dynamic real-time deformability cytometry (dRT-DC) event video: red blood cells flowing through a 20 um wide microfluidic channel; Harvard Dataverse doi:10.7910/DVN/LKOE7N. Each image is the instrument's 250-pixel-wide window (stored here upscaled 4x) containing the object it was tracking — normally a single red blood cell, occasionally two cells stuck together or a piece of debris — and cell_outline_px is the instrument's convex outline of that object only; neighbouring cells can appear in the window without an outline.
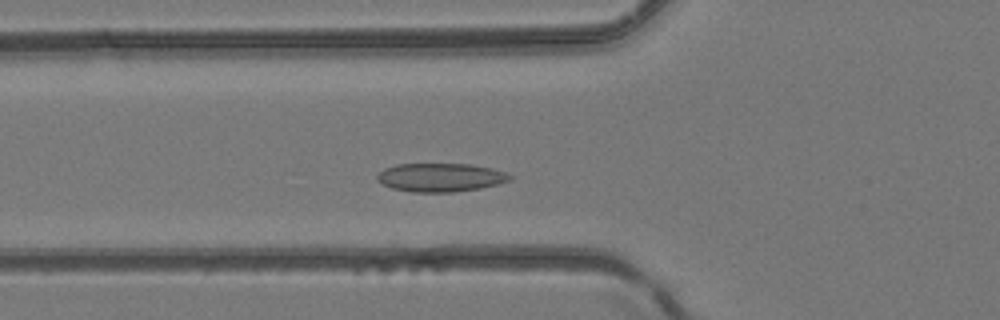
{"species": "common noctule bat (a hibernating species)", "species_latin": "Nyctalus noctula", "temperature_condition": "room temperature", "stored_images_in_passage": 17, "camera_frame_rate_fps": 3000, "um_per_image_px": 0.085, "animal": {"sex": "female", "body_mass_g": 24.6, "forearm_length_mm": 56.2}, "frame": {"image": 1, "passage_image": 2, "time_ms": 0.333, "image_size_px": [1000, 320], "cell_outline_px": [[512, 176], [508, 180], [496, 184], [480, 188], [452, 192], [412, 192], [392, 188], [376, 180], [376, 176], [384, 168], [396, 164], [472, 164], [492, 168], [504, 172]], "centroid_in_image_um": [37.4, 15.07], "position_along_channel_um": 88.4, "area_um2": 21.91}}
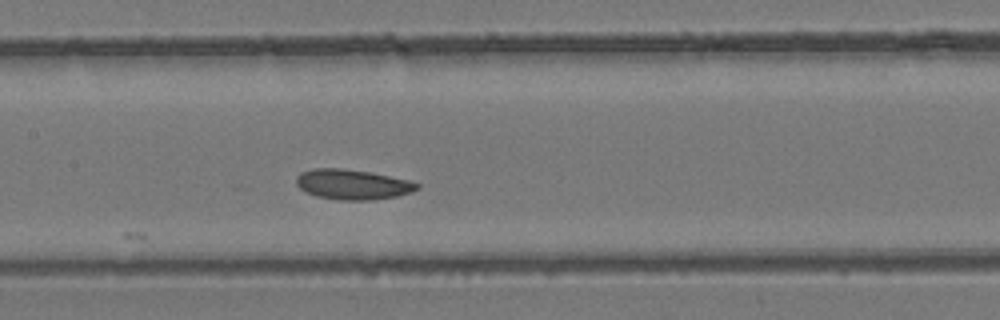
{"frame": {"image": 2, "passage_image": 8, "time_ms": 2.333, "image_size_px": [1000, 320], "cell_outline_px": [[420, 188], [412, 192], [396, 196], [372, 200], [340, 200], [316, 196], [304, 192], [296, 184], [296, 176], [300, 172], [312, 168], [340, 168], [372, 172], [408, 180], [420, 184]], "centroid_in_image_um": [29.95, 15.67], "position_along_channel_um": 177.5, "area_um2": 21.39}}
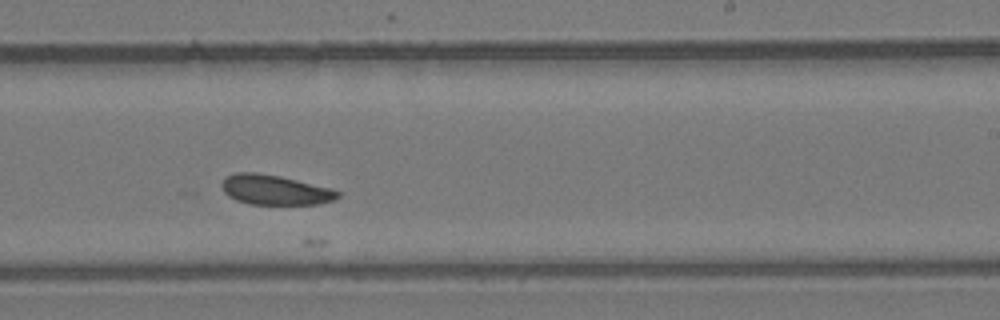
{"frame": {"image": 3, "passage_image": 14, "time_ms": 4.333, "image_size_px": [1000, 320], "cell_outline_px": [[340, 196], [336, 200], [320, 204], [248, 204], [236, 200], [228, 196], [224, 192], [220, 184], [224, 176], [236, 172], [256, 172], [280, 176], [332, 188], [340, 192]], "centroid_in_image_um": [23.36, 16.13], "position_along_channel_um": 265.6, "area_um2": 20.52}}